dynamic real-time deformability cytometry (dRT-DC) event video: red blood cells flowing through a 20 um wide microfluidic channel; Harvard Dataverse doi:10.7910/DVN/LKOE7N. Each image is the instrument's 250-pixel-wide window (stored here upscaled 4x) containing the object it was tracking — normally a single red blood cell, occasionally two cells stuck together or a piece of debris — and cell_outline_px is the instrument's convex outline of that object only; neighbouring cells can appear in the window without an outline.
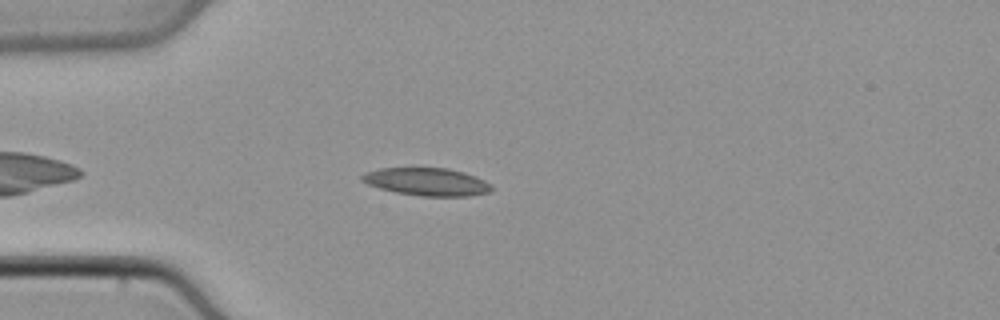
{"species": "common noctule bat (a hibernating species)", "species_latin": "Nyctalus noctula", "temperature_condition": "cold", "stored_images_in_passage": 38, "camera_frame_rate_fps": 3000, "um_per_image_px": 0.085, "animal": {"sex": "male", "body_mass_g": 21.5, "forearm_length_mm": 52.0}, "frame": {"image": 1, "passage_image": 7, "time_ms": 2.0, "image_size_px": [1000, 320], "cell_outline_px": [[492, 188], [488, 192], [468, 196], [420, 196], [396, 192], [380, 188], [368, 184], [360, 180], [360, 176], [368, 172], [380, 168], [448, 168], [464, 172], [476, 176], [492, 184]], "centroid_in_image_um": [36.3, 15.45], "position_along_channel_um": 48.7, "area_um2": 20.87}}
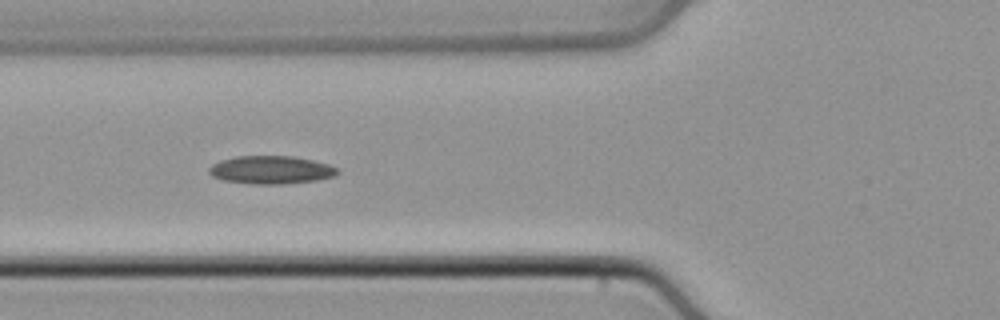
{"frame": {"image": 2, "passage_image": 12, "time_ms": 3.667, "image_size_px": [1000, 320], "cell_outline_px": [[340, 172], [336, 176], [316, 180], [280, 184], [252, 184], [224, 180], [212, 176], [208, 172], [208, 168], [212, 164], [220, 160], [236, 156], [292, 156], [312, 160], [328, 164], [336, 168]], "centroid_in_image_um": [23.02, 14.44], "position_along_channel_um": 102.8, "area_um2": 20.98}}
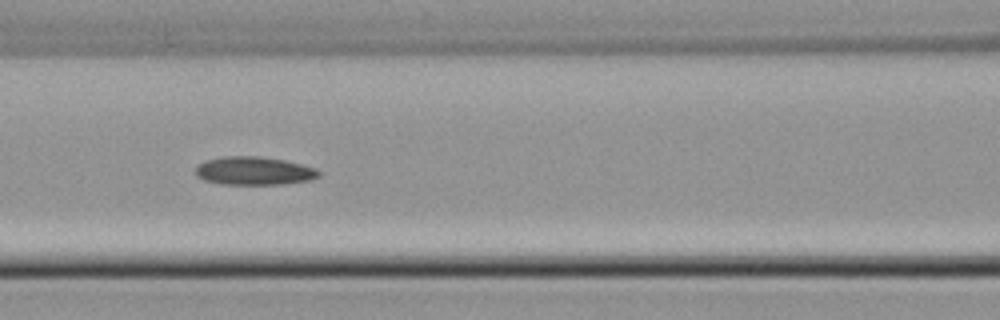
{"frame": {"image": 3, "passage_image": 15, "time_ms": 4.667, "image_size_px": [1000, 320], "cell_outline_px": [[320, 176], [312, 180], [284, 184], [220, 184], [204, 180], [196, 176], [196, 168], [200, 164], [208, 160], [224, 156], [260, 156], [284, 160], [316, 168], [320, 172]], "centroid_in_image_um": [21.62, 14.53], "position_along_channel_um": 145.0, "area_um2": 20.29}}